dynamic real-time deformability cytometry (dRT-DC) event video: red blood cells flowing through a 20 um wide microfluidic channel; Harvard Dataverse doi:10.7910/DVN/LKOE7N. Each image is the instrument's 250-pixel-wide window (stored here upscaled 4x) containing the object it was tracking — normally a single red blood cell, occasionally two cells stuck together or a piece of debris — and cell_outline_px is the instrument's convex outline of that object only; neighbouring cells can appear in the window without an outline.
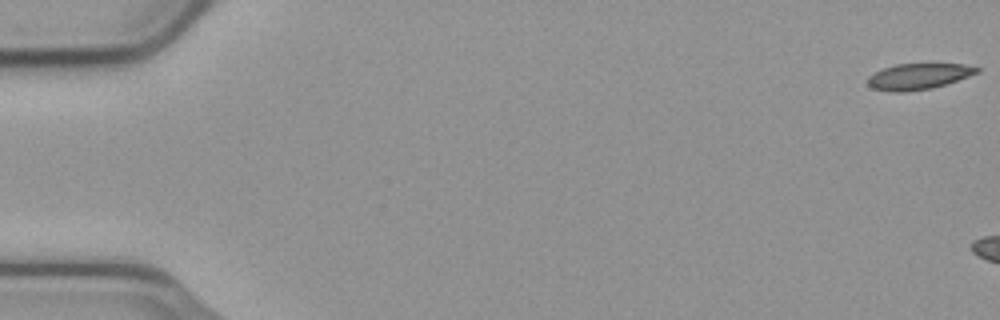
{"species": "common noctule bat (a hibernating species)", "species_latin": "Nyctalus noctula", "temperature_condition": "cold", "stored_images_in_passage": 6, "camera_frame_rate_fps": 3000, "um_per_image_px": 0.085, "animal": {"sex": "male", "body_mass_g": 23.1, "forearm_length_mm": 52.7}, "frame": {"image": 1, "passage_image": 1, "time_ms": 0.0, "image_size_px": [1000, 320], "cell_outline_px": [[980, 72], [932, 88], [904, 92], [892, 92], [872, 88], [868, 84], [868, 76], [884, 68], [896, 64], [964, 64], [980, 68]], "centroid_in_image_um": [78.06, 6.49], "position_along_channel_um": 6.9, "area_um2": 16.3}}